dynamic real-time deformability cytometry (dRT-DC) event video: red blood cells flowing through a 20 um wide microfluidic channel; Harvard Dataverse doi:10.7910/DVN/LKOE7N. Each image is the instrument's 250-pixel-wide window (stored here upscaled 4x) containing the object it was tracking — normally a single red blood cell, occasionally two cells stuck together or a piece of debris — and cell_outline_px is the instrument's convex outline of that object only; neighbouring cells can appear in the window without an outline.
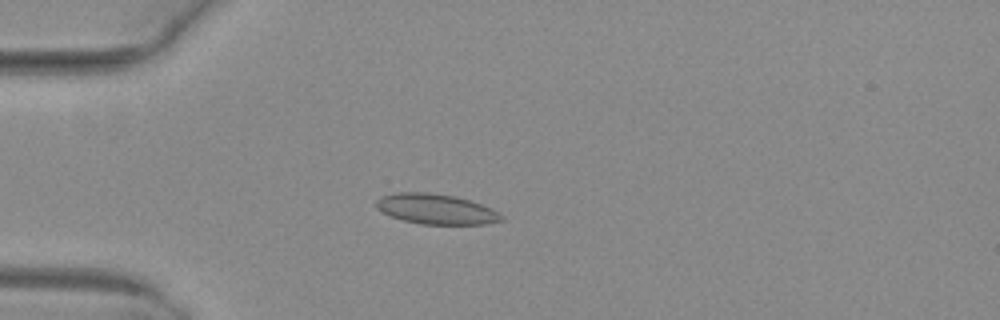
{"species": "common noctule bat (a hibernating species)", "species_latin": "Nyctalus noctula", "temperature_condition": "warm", "stored_images_in_passage": 52, "camera_frame_rate_fps": 3000, "um_per_image_px": 0.085, "animal": {"sex": "female", "body_mass_g": 29.2, "forearm_length_mm": 56.3}, "frame": {"image": 1, "passage_image": 15, "time_ms": 4.667, "image_size_px": [1000, 320], "cell_outline_px": [[504, 220], [484, 224], [420, 224], [404, 220], [392, 216], [376, 208], [376, 200], [380, 196], [396, 192], [428, 192], [456, 196], [492, 208], [504, 216]], "centroid_in_image_um": [37.07, 17.76], "position_along_channel_um": 47.9, "area_um2": 22.02}}
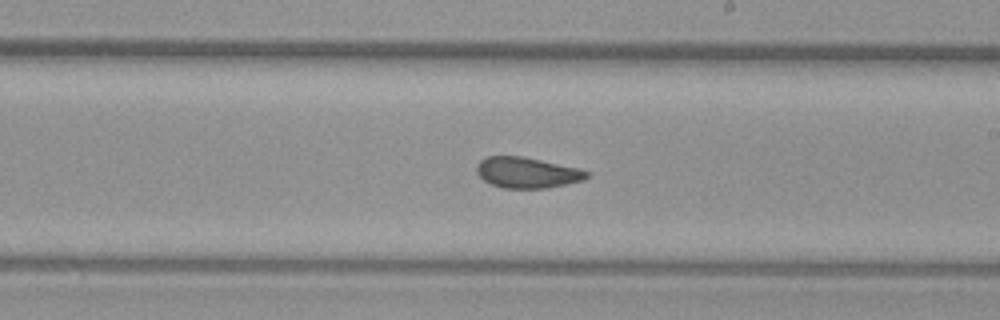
{"frame": {"image": 2, "passage_image": 31, "time_ms": 10.0, "image_size_px": [1000, 320], "cell_outline_px": [[588, 176], [584, 180], [548, 188], [500, 188], [484, 180], [476, 172], [476, 164], [484, 156], [520, 156], [580, 168], [588, 172]], "centroid_in_image_um": [44.77, 14.67], "position_along_channel_um": 244.2, "area_um2": 19.77}}
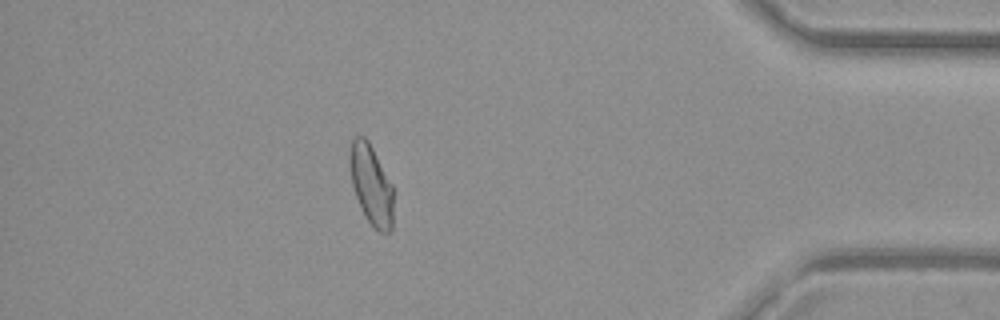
{"frame": {"image": 3, "passage_image": 46, "time_ms": 15.0, "image_size_px": [1000, 320], "cell_outline_px": [[392, 228], [388, 232], [380, 232], [364, 216], [356, 196], [352, 184], [348, 160], [348, 152], [352, 140], [356, 136], [364, 136], [368, 140], [392, 184]], "centroid_in_image_um": [31.52, 15.66], "position_along_channel_um": 403.7, "area_um2": 20.17}, "authors_computed_cell_mechanics": {"area_um2": 21.1548, "velocity_mm_per_s": 4.0344, "shape_relaxation_time_tau1_ms": 9.9644, "shape_relaxation_time_tau2_ms": 1.579, "deformation_change_tau1": 0.1809, "deformation_change_tau2": 0.06}}